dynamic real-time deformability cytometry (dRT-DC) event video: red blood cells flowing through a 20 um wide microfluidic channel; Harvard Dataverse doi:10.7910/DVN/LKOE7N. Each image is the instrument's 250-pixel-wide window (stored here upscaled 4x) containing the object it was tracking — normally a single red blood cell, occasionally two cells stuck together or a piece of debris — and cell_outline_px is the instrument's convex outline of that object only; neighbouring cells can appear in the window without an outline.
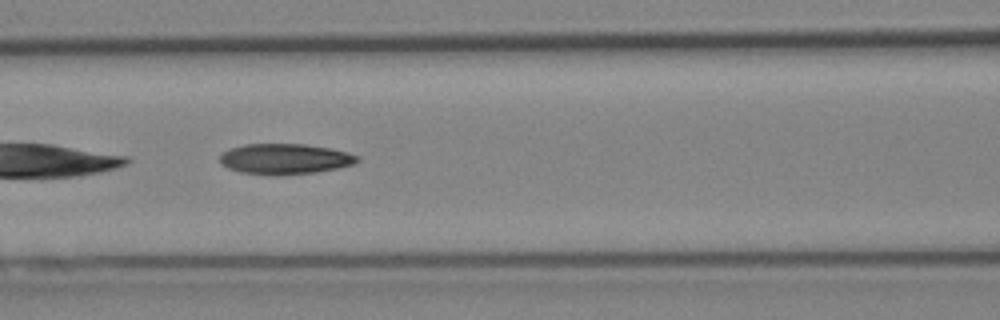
{"species": "Egyptian fruit bat (a non-hibernating species)", "species_latin": "Rousettus aegyptiacus", "temperature_condition": "cold", "stored_images_in_passage": 29, "camera_frame_rate_fps": 3000, "um_per_image_px": 0.085, "animal": {"sex": "female"}, "frame": {"image": 1, "passage_image": 21, "time_ms": 6.667, "image_size_px": [1000, 320], "cell_outline_px": [[360, 160], [356, 164], [340, 168], [316, 172], [276, 176], [240, 172], [228, 168], [220, 164], [220, 156], [224, 152], [232, 148], [244, 144], [304, 144], [332, 148], [348, 152], [360, 156]], "centroid_in_image_um": [24.27, 13.52], "position_along_channel_um": 142.3, "area_um2": 24.8}}
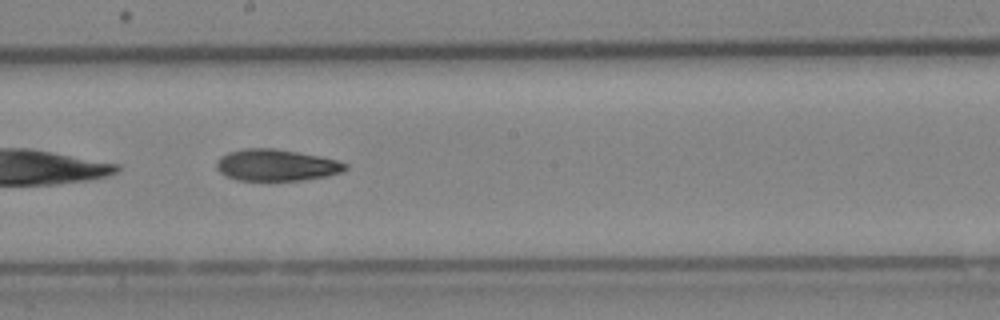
{"frame": {"image": 2, "passage_image": 27, "time_ms": 8.667, "image_size_px": [1000, 320], "cell_outline_px": [[348, 168], [344, 172], [328, 176], [304, 180], [236, 180], [224, 176], [216, 168], [216, 164], [220, 156], [228, 152], [244, 148], [272, 148], [320, 156], [336, 160], [348, 164]], "centroid_in_image_um": [23.49, 14.04], "position_along_channel_um": 224.7, "area_um2": 23.87}}